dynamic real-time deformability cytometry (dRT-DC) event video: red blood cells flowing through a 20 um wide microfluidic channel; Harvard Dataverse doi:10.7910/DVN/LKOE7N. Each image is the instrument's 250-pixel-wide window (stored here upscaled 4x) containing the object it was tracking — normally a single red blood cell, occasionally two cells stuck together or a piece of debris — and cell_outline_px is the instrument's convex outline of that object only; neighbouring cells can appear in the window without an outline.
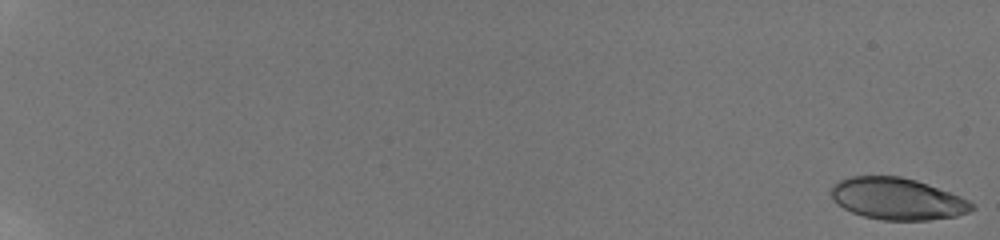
{"species": "human", "species_latin": "Homo sapiens", "temperature_condition": "room temperature", "stored_images_in_passage": 15, "camera_frame_rate_fps": 3000, "um_per_image_px": 0.085, "donor": {"sex": "male"}, "frame": {"image": 1, "passage_image": 1, "time_ms": 0.0, "image_size_px": [1000, 240], "cell_outline_px": [[976, 208], [968, 212], [956, 216], [928, 220], [884, 220], [864, 216], [852, 212], [844, 208], [832, 200], [832, 188], [840, 180], [852, 176], [900, 176], [916, 180], [928, 184], [960, 196], [976, 204]], "centroid_in_image_um": [76.31, 16.9], "position_along_channel_um": 8.7, "area_um2": 34.1}}
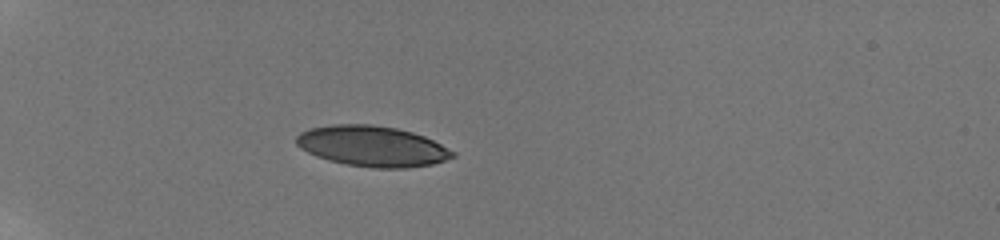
{"frame": {"image": 2, "passage_image": 10, "time_ms": 6.667, "image_size_px": [1000, 240], "cell_outline_px": [[456, 156], [432, 164], [408, 168], [372, 168], [348, 164], [328, 160], [316, 156], [300, 148], [296, 144], [296, 136], [300, 132], [308, 128], [332, 124], [372, 124], [396, 128], [412, 132], [424, 136], [456, 152]], "centroid_in_image_um": [31.62, 12.42], "position_along_channel_um": 53.4, "area_um2": 37.05}}
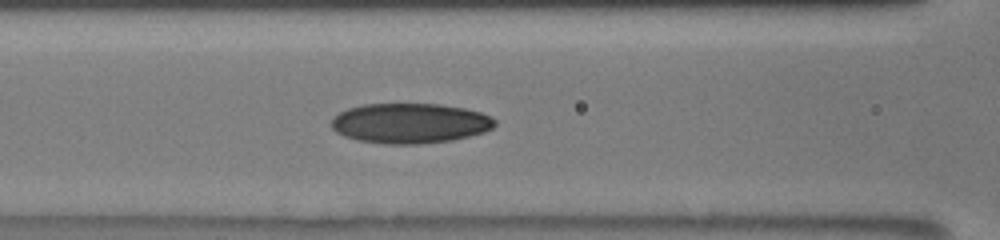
{"frame": {"image": 3, "passage_image": 14, "time_ms": 9.667, "image_size_px": [1000, 240], "cell_outline_px": [[496, 124], [492, 128], [484, 132], [452, 140], [420, 144], [384, 144], [356, 140], [344, 136], [336, 132], [332, 128], [332, 120], [340, 112], [348, 108], [364, 104], [440, 104], [464, 108], [480, 112], [492, 116], [496, 120]], "centroid_in_image_um": [34.86, 10.48], "position_along_channel_um": 131.7, "area_um2": 38.26}}